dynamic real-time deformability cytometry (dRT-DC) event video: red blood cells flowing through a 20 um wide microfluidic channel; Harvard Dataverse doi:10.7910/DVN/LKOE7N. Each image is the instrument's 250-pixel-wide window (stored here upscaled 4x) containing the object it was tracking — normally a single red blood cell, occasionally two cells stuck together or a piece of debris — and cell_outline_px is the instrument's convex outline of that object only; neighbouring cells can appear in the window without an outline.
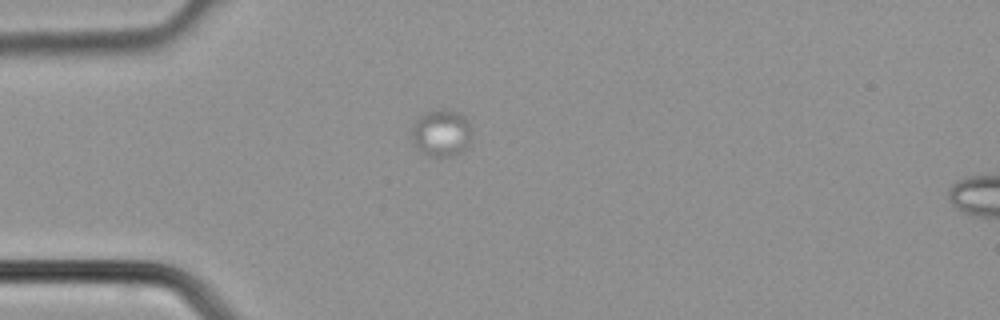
{"species": "common noctule bat (a hibernating species)", "species_latin": "Nyctalus noctula", "temperature_condition": "cold", "stored_images_in_passage": 8, "camera_frame_rate_fps": 3000, "um_per_image_px": 0.085, "animal": {"sex": "male", "body_mass_g": 21.5, "forearm_length_mm": 52.0}, "frame": {"image": 1, "passage_image": 1, "time_ms": 0.0, "image_size_px": [1000, 320], "cell_outline_px": [[472, 128], [468, 144], [460, 152], [452, 156], [428, 156], [416, 148], [412, 140], [412, 128], [416, 120], [424, 112], [440, 108], [460, 112], [468, 120]], "centroid_in_image_um": [37.51, 11.28], "position_along_channel_um": 47.5, "area_um2": 16.59}}
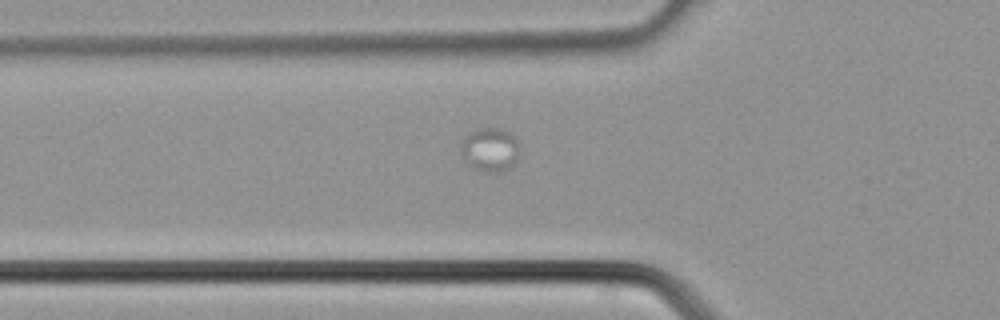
{"frame": {"image": 2, "passage_image": 4, "time_ms": 1.0, "image_size_px": [1000, 320], "cell_outline_px": [[516, 160], [508, 168], [500, 172], [484, 172], [472, 168], [464, 160], [460, 152], [460, 144], [464, 136], [468, 132], [480, 128], [500, 128], [508, 132], [516, 140]], "centroid_in_image_um": [41.55, 12.72], "position_along_channel_um": 84.2, "area_um2": 14.85}}
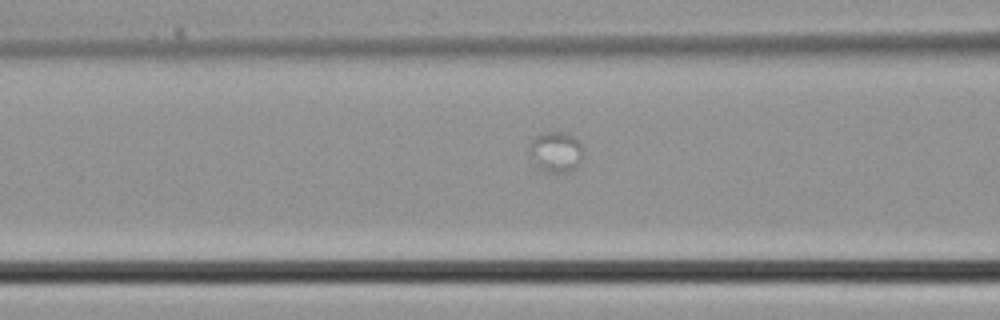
{"frame": {"image": 3, "passage_image": 6, "time_ms": 1.667, "image_size_px": [1000, 320], "cell_outline_px": [[584, 156], [576, 168], [564, 172], [548, 172], [540, 168], [528, 152], [528, 148], [532, 136], [544, 132], [564, 132], [580, 140], [584, 148]], "centroid_in_image_um": [47.27, 12.87], "position_along_channel_um": 119.3, "area_um2": 13.01}}